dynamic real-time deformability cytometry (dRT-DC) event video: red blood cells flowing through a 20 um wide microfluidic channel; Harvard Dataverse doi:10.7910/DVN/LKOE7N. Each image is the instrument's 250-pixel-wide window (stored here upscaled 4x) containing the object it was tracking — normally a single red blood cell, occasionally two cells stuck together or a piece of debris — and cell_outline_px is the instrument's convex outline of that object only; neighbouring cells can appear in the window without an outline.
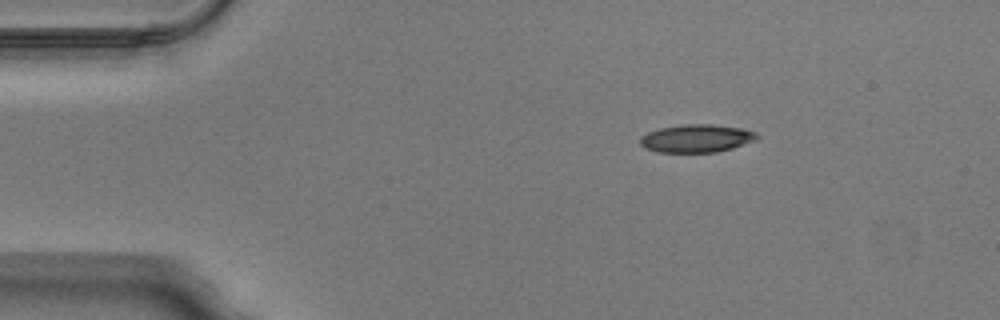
{"species": "Egyptian fruit bat (a non-hibernating species)", "species_latin": "Rousettus aegyptiacus", "temperature_condition": "warm", "stored_images_in_passage": 43, "camera_frame_rate_fps": 3000, "um_per_image_px": 0.085, "animal": {"sex": "male"}, "frame": {"image": 1, "passage_image": 1, "time_ms": 0.0, "image_size_px": [1000, 320], "cell_outline_px": [[760, 136], [756, 140], [732, 148], [716, 152], [656, 152], [644, 148], [640, 144], [640, 136], [648, 132], [660, 128], [684, 124], [712, 124], [744, 128], [756, 132]], "centroid_in_image_um": [59.21, 11.76], "position_along_channel_um": 25.8, "area_um2": 19.19}}
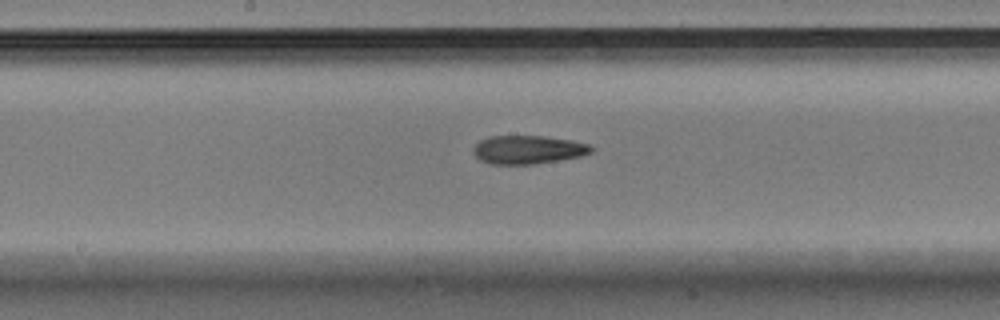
{"frame": {"image": 2, "passage_image": 19, "time_ms": 6.0, "image_size_px": [1000, 320], "cell_outline_px": [[592, 152], [580, 156], [532, 164], [488, 164], [480, 160], [472, 152], [472, 148], [480, 140], [488, 136], [544, 136], [572, 140], [588, 144], [592, 148]], "centroid_in_image_um": [44.82, 12.71], "position_along_channel_um": 203.4, "area_um2": 19.48}}
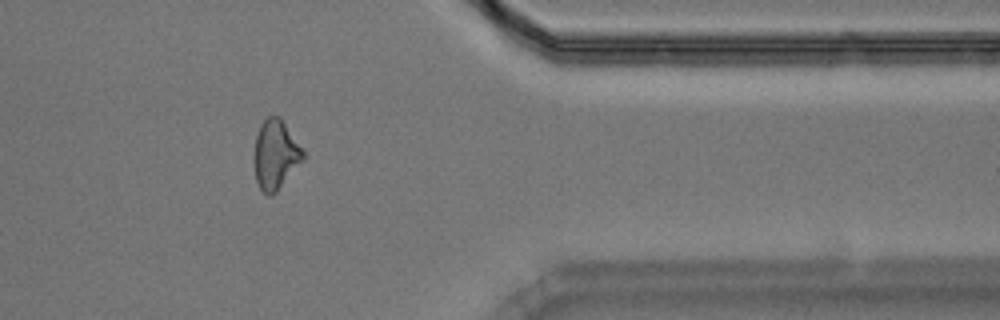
{"frame": {"image": 3, "passage_image": 34, "time_ms": 11.0, "image_size_px": [1000, 320], "cell_outline_px": [[304, 156], [276, 192], [272, 196], [268, 196], [260, 188], [256, 180], [256, 136], [260, 124], [268, 116], [280, 116], [304, 152]], "centroid_in_image_um": [23.41, 13.12], "position_along_channel_um": 388.0, "area_um2": 18.9}, "authors_computed_cell_mechanics": {"area_um2": 19.7676, "velocity_mm_per_s": 4.0289, "shape_relaxation_time_tau1_ms": null, "shape_relaxation_time_tau2_ms": 3.8759, "deformation_change_tau1": null, "deformation_change_tau2": 0.1263}}